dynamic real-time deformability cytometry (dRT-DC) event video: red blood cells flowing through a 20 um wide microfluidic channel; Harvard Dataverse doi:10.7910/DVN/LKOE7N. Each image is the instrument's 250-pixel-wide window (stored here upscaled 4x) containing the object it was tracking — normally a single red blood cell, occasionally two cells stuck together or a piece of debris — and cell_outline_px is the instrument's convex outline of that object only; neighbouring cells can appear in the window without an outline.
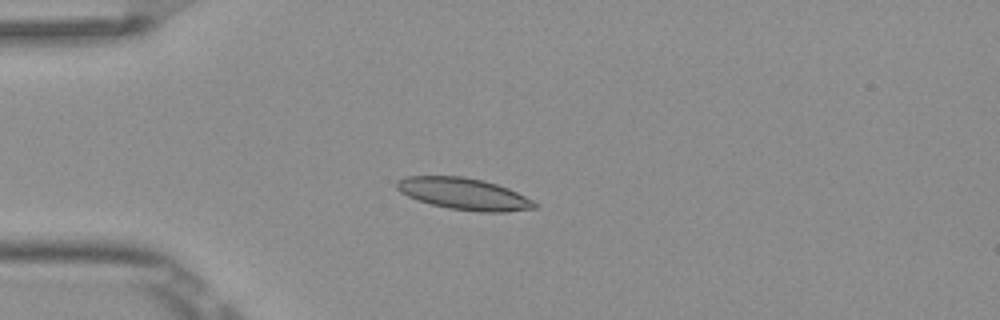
{"species": "Egyptian fruit bat (a non-hibernating species)", "species_latin": "Rousettus aegyptiacus", "temperature_condition": "room temperature", "stored_images_in_passage": 7, "camera_frame_rate_fps": 3000, "um_per_image_px": 0.085, "frame": {"image": 1, "passage_image": 4, "time_ms": 1.0, "image_size_px": [1000, 320], "cell_outline_px": [[536, 208], [508, 212], [480, 212], [448, 208], [432, 204], [408, 196], [400, 192], [396, 188], [396, 180], [404, 176], [464, 176], [484, 180], [508, 188], [532, 200], [536, 204]], "centroid_in_image_um": [39.41, 16.47], "position_along_channel_um": 45.6, "area_um2": 25.43}}
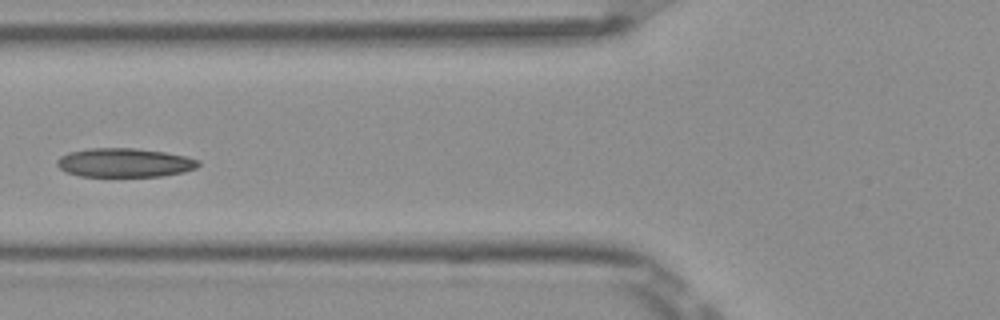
{"frame": {"image": 2, "passage_image": 6, "time_ms": 1.667, "image_size_px": [1000, 320], "cell_outline_px": [[200, 164], [196, 168], [184, 172], [160, 176], [80, 176], [68, 172], [60, 168], [56, 164], [56, 160], [60, 156], [68, 152], [88, 148], [136, 148], [164, 152], [188, 156], [200, 160]], "centroid_in_image_um": [10.6, 13.82], "position_along_channel_um": 115.2, "area_um2": 23.93}}
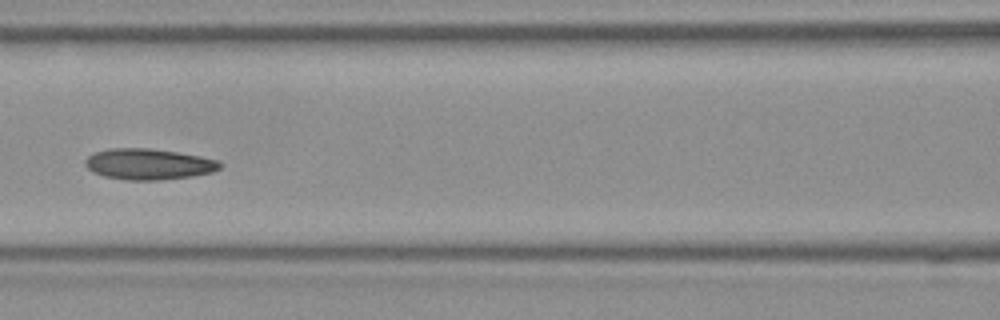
{"frame": {"image": 3, "passage_image": 7, "time_ms": 2.0, "image_size_px": [1000, 320], "cell_outline_px": [[220, 168], [212, 172], [192, 176], [160, 180], [128, 180], [104, 176], [92, 172], [84, 164], [84, 160], [88, 156], [96, 152], [108, 148], [152, 148], [200, 156], [216, 160], [220, 164]], "centroid_in_image_um": [12.59, 13.95], "position_along_channel_um": 154.0, "area_um2": 24.22}}